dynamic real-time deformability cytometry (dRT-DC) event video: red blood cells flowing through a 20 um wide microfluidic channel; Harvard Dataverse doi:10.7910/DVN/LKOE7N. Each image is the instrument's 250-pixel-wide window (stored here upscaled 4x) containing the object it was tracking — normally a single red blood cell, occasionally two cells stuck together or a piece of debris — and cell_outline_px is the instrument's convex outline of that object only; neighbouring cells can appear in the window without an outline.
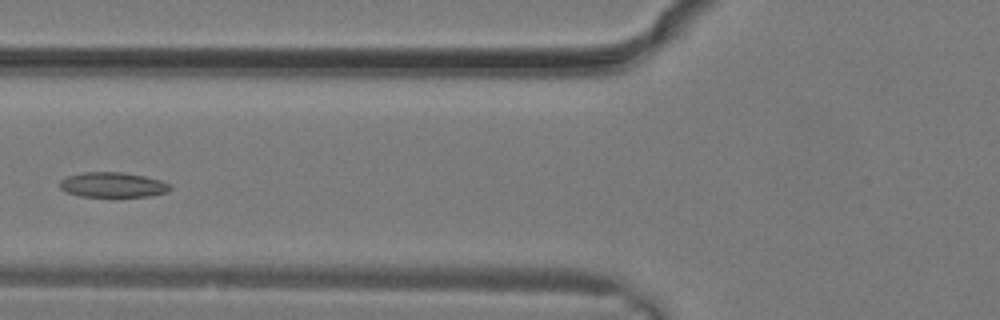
{"species": "common noctule bat (a hibernating species)", "species_latin": "Nyctalus noctula", "temperature_condition": "warm", "stored_images_in_passage": 11, "camera_frame_rate_fps": 3000, "um_per_image_px": 0.085, "animal": {"sex": "male", "body_mass_g": 19.2, "forearm_length_mm": 51.8}, "frame": {"image": 1, "passage_image": 10, "time_ms": 3.0, "image_size_px": [1000, 320], "cell_outline_px": [[172, 188], [168, 192], [148, 196], [116, 200], [80, 196], [64, 192], [60, 188], [60, 180], [68, 176], [84, 172], [124, 172], [144, 176], [160, 180], [172, 184]], "centroid_in_image_um": [9.61, 15.77], "position_along_channel_um": 116.2, "area_um2": 17.11}}